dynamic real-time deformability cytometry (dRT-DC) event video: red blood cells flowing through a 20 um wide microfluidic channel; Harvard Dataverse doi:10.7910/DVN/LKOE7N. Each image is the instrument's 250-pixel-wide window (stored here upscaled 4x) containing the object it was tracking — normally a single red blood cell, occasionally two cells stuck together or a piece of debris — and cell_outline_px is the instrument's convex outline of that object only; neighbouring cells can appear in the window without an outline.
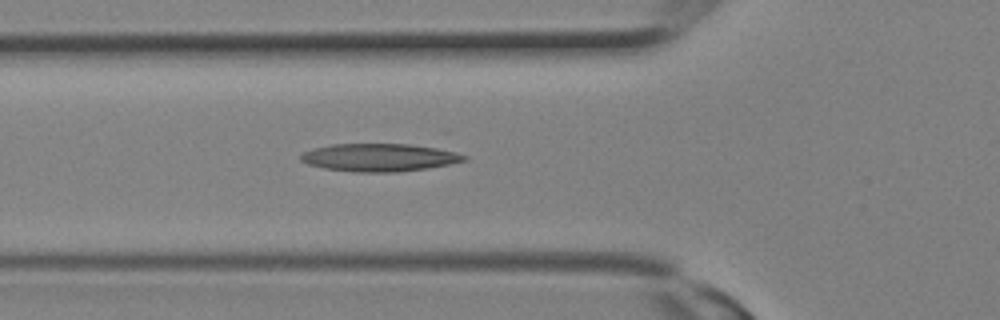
{"species": "Egyptian fruit bat (a non-hibernating species)", "species_latin": "Rousettus aegyptiacus", "temperature_condition": "room temperature", "stored_images_in_passage": 4, "camera_frame_rate_fps": 3000, "um_per_image_px": 0.085, "animal": {"sex": "female"}, "frame": {"image": 1, "passage_image": 4, "time_ms": 1.0, "image_size_px": [1000, 320], "cell_outline_px": [[468, 160], [428, 168], [400, 172], [352, 172], [324, 168], [308, 164], [300, 160], [300, 156], [304, 152], [312, 148], [332, 144], [408, 144], [448, 148], [468, 156]], "centroid_in_image_um": [32.32, 13.38], "position_along_channel_um": 93.5, "area_um2": 26.93}}